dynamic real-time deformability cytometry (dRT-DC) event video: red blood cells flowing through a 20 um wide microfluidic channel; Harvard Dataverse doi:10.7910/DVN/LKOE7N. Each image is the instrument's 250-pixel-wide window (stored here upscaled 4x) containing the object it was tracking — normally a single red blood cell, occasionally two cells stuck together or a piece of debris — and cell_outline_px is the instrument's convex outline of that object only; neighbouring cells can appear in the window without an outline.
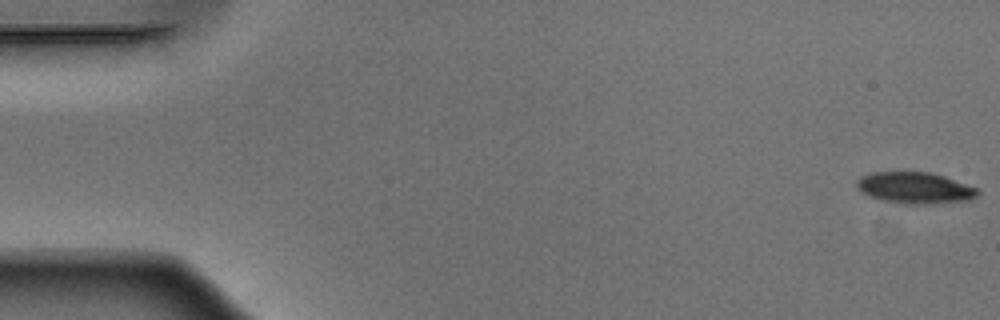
{"species": "Egyptian fruit bat (a non-hibernating species)", "species_latin": "Rousettus aegyptiacus", "temperature_condition": "warm", "stored_images_in_passage": 52, "camera_frame_rate_fps": 3000, "um_per_image_px": 0.085, "animal": {"sex": "male"}, "frame": {"image": 1, "passage_image": 1, "time_ms": 0.0, "image_size_px": [1000, 320], "cell_outline_px": [[980, 192], [976, 196], [968, 200], [932, 204], [896, 204], [880, 200], [868, 196], [860, 192], [856, 188], [856, 180], [860, 176], [872, 172], [932, 172], [980, 188]], "centroid_in_image_um": [77.74, 15.98], "position_along_channel_um": 7.3, "area_um2": 22.66}}
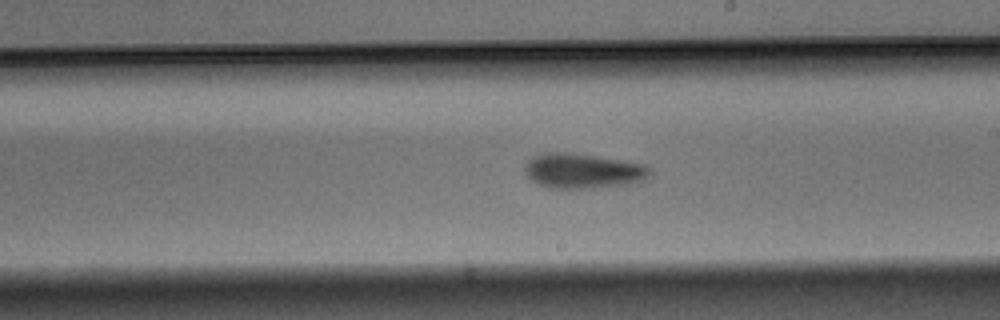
{"frame": {"image": 2, "passage_image": 30, "time_ms": 9.667, "image_size_px": [1000, 320], "cell_outline_px": [[652, 172], [644, 180], [632, 184], [592, 188], [548, 188], [532, 180], [524, 172], [524, 164], [532, 156], [544, 152], [572, 152], [644, 164], [652, 168]], "centroid_in_image_um": [49.54, 14.52], "position_along_channel_um": 239.5, "area_um2": 25.78}}
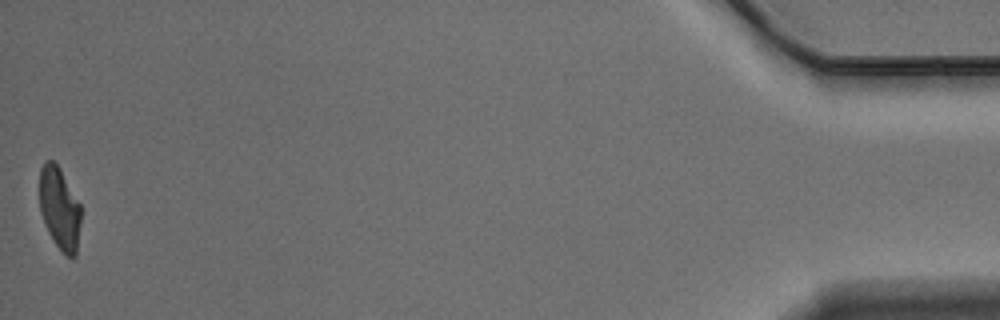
{"frame": {"image": 3, "passage_image": 52, "time_ms": 17.0, "image_size_px": [1000, 320], "cell_outline_px": [[80, 224], [76, 256], [68, 256], [56, 244], [48, 232], [40, 212], [40, 168], [44, 160], [52, 160], [60, 168], [80, 204]], "centroid_in_image_um": [5.05, 17.68], "position_along_channel_um": 430.1, "area_um2": 19.65}, "authors_computed_cell_mechanics": {"area_um2": 23.2934, "velocity_mm_per_s": 3.8992, "shape_relaxation_time_tau1_ms": 2.9414, "shape_relaxation_time_tau2_ms": null, "deformation_change_tau1": 0.1356, "deformation_change_tau2": null}}